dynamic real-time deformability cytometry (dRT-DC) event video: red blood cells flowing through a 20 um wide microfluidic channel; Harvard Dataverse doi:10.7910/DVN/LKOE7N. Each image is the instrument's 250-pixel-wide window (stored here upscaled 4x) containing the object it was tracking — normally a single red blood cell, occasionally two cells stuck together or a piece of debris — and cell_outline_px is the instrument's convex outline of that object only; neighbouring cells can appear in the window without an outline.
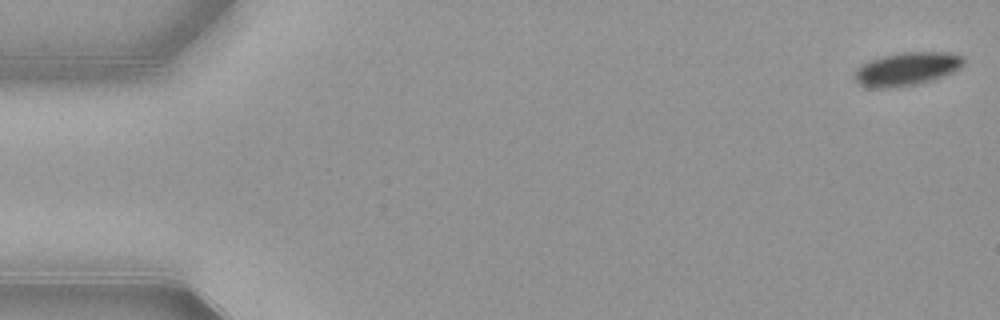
{"species": "common noctule bat (a hibernating species)", "species_latin": "Nyctalus noctula", "temperature_condition": "warm", "stored_images_in_passage": 53, "camera_frame_rate_fps": 3000, "um_per_image_px": 0.085, "animal": {"sex": "female", "body_mass_g": 21.9}, "frame": {"image": 1, "passage_image": 1, "time_ms": 0.0, "image_size_px": [1000, 320], "cell_outline_px": [[964, 64], [960, 68], [952, 72], [932, 80], [916, 84], [884, 88], [876, 88], [860, 84], [852, 76], [852, 72], [860, 64], [868, 60], [880, 56], [904, 52], [948, 52], [964, 56]], "centroid_in_image_um": [77.04, 5.84], "position_along_channel_um": 8.0, "area_um2": 21.27}}
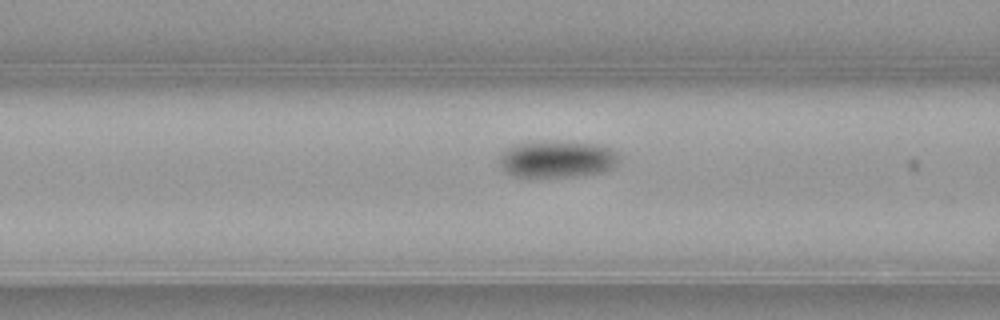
{"frame": {"image": 2, "passage_image": 21, "time_ms": 6.667, "image_size_px": [1000, 320], "cell_outline_px": [[616, 160], [612, 168], [600, 172], [576, 176], [528, 180], [512, 176], [504, 172], [500, 168], [500, 156], [504, 148], [516, 144], [600, 144], [616, 152]], "centroid_in_image_um": [47.22, 13.63], "position_along_channel_um": 119.4, "area_um2": 25.37}}
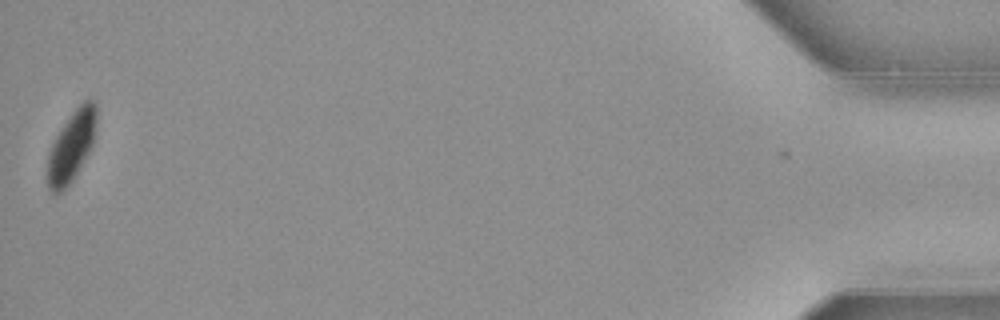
{"frame": {"image": 3, "passage_image": 53, "time_ms": 17.333, "image_size_px": [1000, 320], "cell_outline_px": [[96, 128], [92, 144], [88, 152], [72, 180], [64, 192], [56, 196], [48, 188], [44, 180], [44, 176], [48, 152], [60, 128], [72, 112], [88, 96], [96, 104]], "centroid_in_image_um": [6.01, 12.49], "position_along_channel_um": 429.2, "area_um2": 20.69}, "authors_computed_cell_mechanics": {"area_um2": 23.409, "velocity_mm_per_s": 3.8554, "shape_relaxation_time_tau1_ms": 3.8944, "shape_relaxation_time_tau2_ms": null, "deformation_change_tau1": 0.099, "deformation_change_tau2": null}}